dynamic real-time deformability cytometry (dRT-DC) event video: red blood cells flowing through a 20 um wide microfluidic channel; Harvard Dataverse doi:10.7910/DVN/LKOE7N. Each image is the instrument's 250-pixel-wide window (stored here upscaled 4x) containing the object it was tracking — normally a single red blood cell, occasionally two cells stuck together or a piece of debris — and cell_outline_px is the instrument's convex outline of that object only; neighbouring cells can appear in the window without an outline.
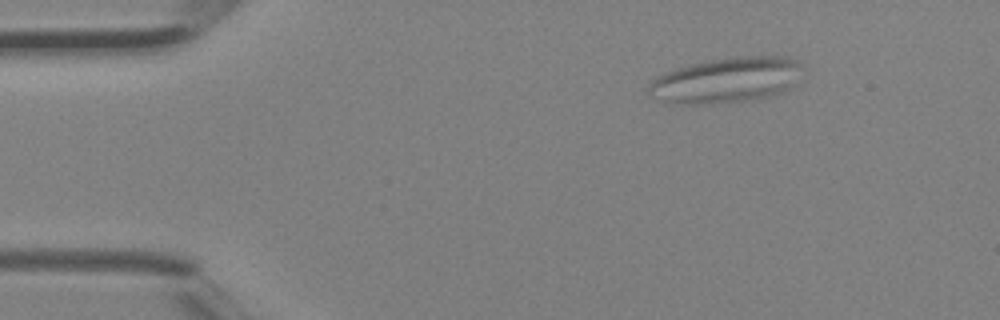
{"species": "Egyptian fruit bat (a non-hibernating species)", "species_latin": "Rousettus aegyptiacus", "temperature_condition": "room temperature", "stored_images_in_passage": 3, "camera_frame_rate_fps": 3000, "um_per_image_px": 0.085, "animal": {"sex": "female"}, "frame": {"image": 1, "passage_image": 1, "time_ms": 0.0, "image_size_px": [1000, 320], "cell_outline_px": [[804, 68], [788, 88], [768, 96], [744, 100], [712, 104], [680, 104], [648, 96], [648, 84], [656, 76], [664, 72], [676, 68], [692, 64], [712, 60], [744, 56], [784, 56], [796, 60], [804, 64]], "centroid_in_image_um": [61.7, 6.8], "position_along_channel_um": 23.3, "area_um2": 40.29}}